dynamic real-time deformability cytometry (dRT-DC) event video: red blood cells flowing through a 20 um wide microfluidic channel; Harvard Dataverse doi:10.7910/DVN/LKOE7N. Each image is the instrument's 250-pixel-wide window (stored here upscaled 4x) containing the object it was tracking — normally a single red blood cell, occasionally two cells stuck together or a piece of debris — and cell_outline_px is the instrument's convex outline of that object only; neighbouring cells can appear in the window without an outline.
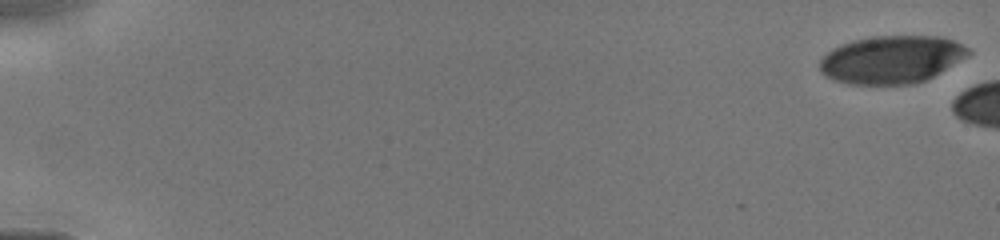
{"species": "human", "species_latin": "Homo sapiens", "temperature_condition": "cold", "stored_images_in_passage": 5, "camera_frame_rate_fps": 3000, "um_per_image_px": 0.085, "donor": {"sex": "male"}, "frame": {"image": 1, "passage_image": 1, "time_ms": 0.0, "image_size_px": [1000, 240], "cell_outline_px": [[972, 52], [968, 56], [932, 76], [924, 80], [912, 84], [848, 84], [824, 76], [820, 72], [820, 60], [832, 48], [840, 44], [852, 40], [872, 36], [944, 36], [968, 48]], "centroid_in_image_um": [75.76, 5.05], "position_along_channel_um": 9.2, "area_um2": 41.27}}